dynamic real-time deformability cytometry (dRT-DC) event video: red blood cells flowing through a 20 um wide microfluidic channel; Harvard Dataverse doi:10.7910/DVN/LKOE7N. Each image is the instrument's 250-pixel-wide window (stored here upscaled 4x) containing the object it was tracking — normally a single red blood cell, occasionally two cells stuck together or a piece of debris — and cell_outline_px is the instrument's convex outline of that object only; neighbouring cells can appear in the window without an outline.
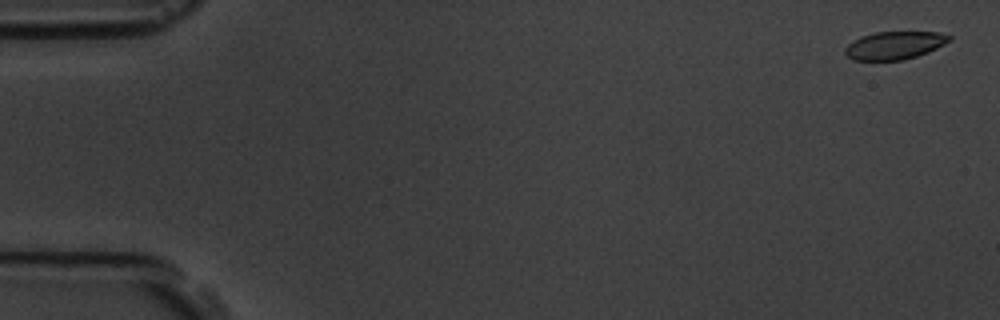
{"species": "common noctule bat (a hibernating species)", "species_latin": "Nyctalus noctula", "temperature_condition": "room temperature", "stored_images_in_passage": 5, "camera_frame_rate_fps": 3000, "um_per_image_px": 0.085, "animal": {"sex": "male", "body_mass_g": 19.5, "forearm_length_mm": 54.6}, "frame": {"image": 1, "passage_image": 1, "time_ms": 0.0, "image_size_px": [1000, 320], "cell_outline_px": [[952, 40], [928, 52], [904, 60], [852, 60], [844, 52], [844, 48], [848, 44], [860, 36], [876, 32], [940, 32], [952, 36]], "centroid_in_image_um": [76.04, 3.85], "position_along_channel_um": 9.0, "area_um2": 16.99}}
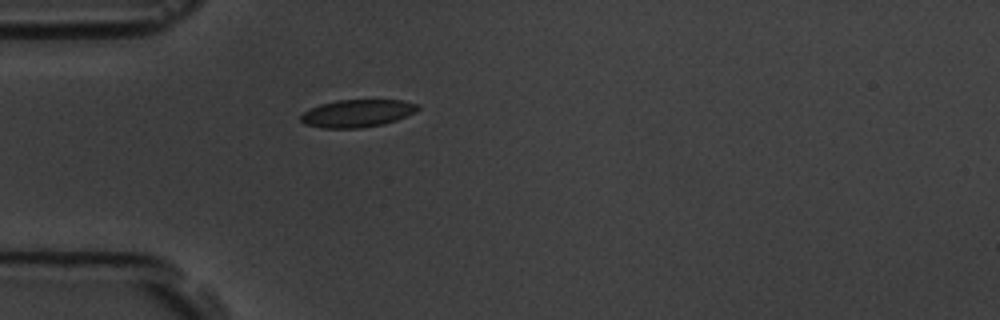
{"frame": {"image": 2, "passage_image": 5, "time_ms": 5.0, "image_size_px": [1000, 320], "cell_outline_px": [[420, 108], [416, 112], [396, 120], [384, 124], [360, 128], [320, 128], [304, 124], [300, 120], [300, 116], [304, 112], [320, 104], [336, 100], [400, 100], [420, 104]], "centroid_in_image_um": [30.38, 9.63], "position_along_channel_um": 54.6, "area_um2": 18.9}}